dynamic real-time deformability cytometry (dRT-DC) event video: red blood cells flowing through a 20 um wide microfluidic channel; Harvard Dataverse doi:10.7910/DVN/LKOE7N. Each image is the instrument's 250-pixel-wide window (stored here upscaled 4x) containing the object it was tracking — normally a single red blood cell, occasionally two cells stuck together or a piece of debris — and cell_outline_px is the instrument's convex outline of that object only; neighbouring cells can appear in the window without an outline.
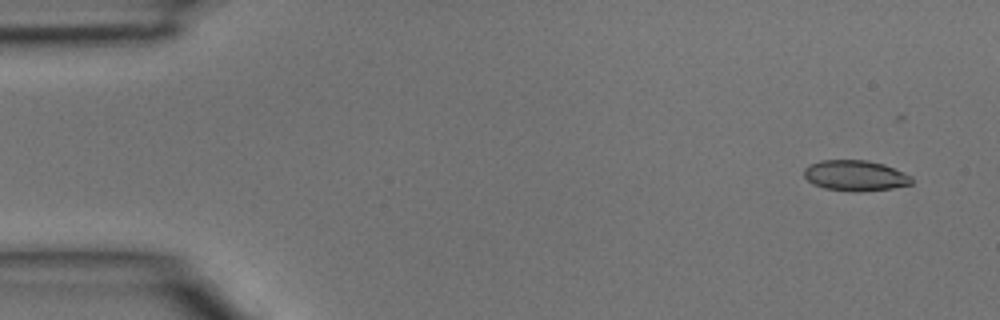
{"species": "common noctule bat (a hibernating species)", "species_latin": "Nyctalus noctula", "temperature_condition": "room temperature", "stored_images_in_passage": 3, "camera_frame_rate_fps": 3000, "um_per_image_px": 0.085, "animal": {"sex": "male", "body_mass_g": 15.6}, "frame": {"image": 1, "passage_image": 1, "time_ms": 0.0, "image_size_px": [1000, 320], "cell_outline_px": [[912, 184], [892, 188], [860, 192], [852, 192], [824, 188], [812, 184], [804, 176], [804, 168], [808, 164], [820, 160], [868, 160], [884, 164], [912, 176]], "centroid_in_image_um": [72.68, 14.92], "position_along_channel_um": 12.3, "area_um2": 19.42}}
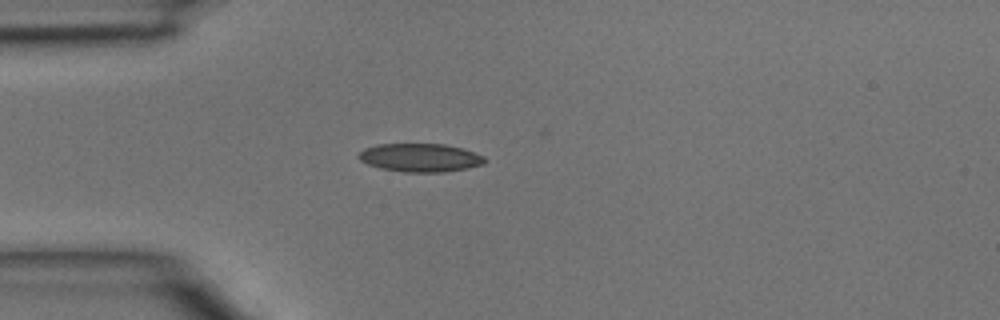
{"frame": {"image": 2, "passage_image": 3, "time_ms": 0.667, "image_size_px": [1000, 320], "cell_outline_px": [[488, 160], [484, 164], [468, 168], [444, 172], [404, 172], [380, 168], [368, 164], [360, 160], [356, 156], [364, 148], [376, 144], [444, 144], [460, 148], [484, 156]], "centroid_in_image_um": [35.71, 13.4], "position_along_channel_um": 49.3, "area_um2": 20.87}}